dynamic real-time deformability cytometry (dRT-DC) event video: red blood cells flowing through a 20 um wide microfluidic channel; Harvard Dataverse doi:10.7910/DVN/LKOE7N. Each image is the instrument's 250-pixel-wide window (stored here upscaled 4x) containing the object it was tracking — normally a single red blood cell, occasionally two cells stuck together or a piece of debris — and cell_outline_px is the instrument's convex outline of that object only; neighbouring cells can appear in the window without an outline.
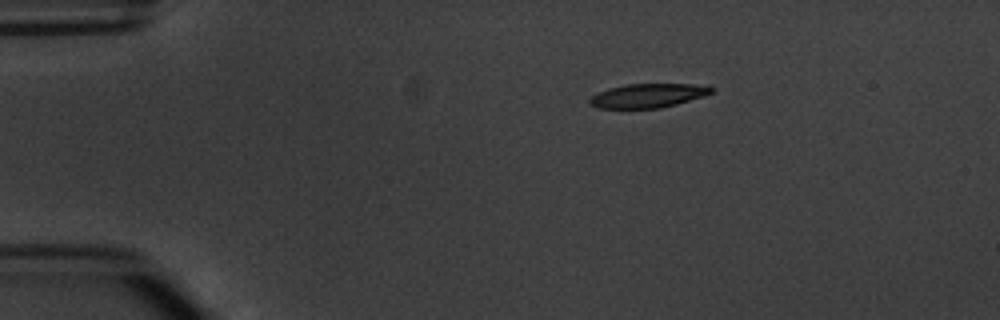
{"species": "common noctule bat (a hibernating species)", "species_latin": "Nyctalus noctula", "temperature_condition": "warm", "stored_images_in_passage": 4, "camera_frame_rate_fps": 3000, "um_per_image_px": 0.085, "animal": {"sex": "male", "body_mass_g": 20.1, "forearm_length_mm": 53.5}, "frame": {"image": 1, "passage_image": 1, "time_ms": 0.0, "image_size_px": [1000, 320], "cell_outline_px": [[716, 88], [712, 92], [704, 96], [676, 104], [660, 108], [596, 108], [588, 104], [588, 100], [592, 96], [608, 88], [628, 84], [708, 84]], "centroid_in_image_um": [55.11, 8.12], "position_along_channel_um": 29.9, "area_um2": 17.17}}
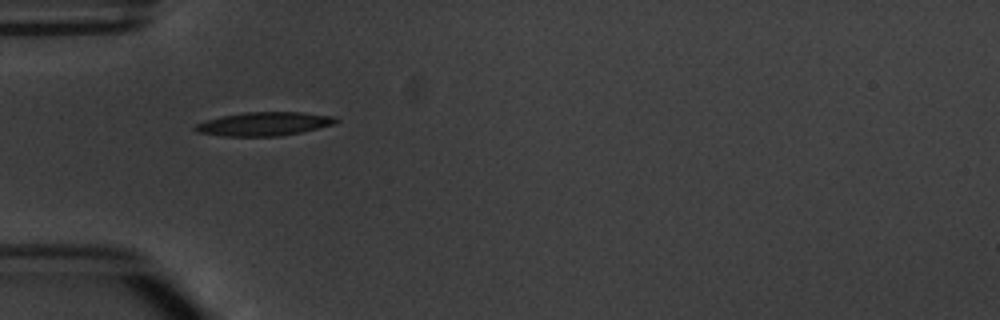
{"frame": {"image": 2, "passage_image": 3, "time_ms": 2.333, "image_size_px": [1000, 320], "cell_outline_px": [[340, 120], [336, 124], [300, 132], [280, 136], [220, 136], [196, 132], [192, 128], [196, 124], [220, 116], [244, 112], [304, 112], [336, 116]], "centroid_in_image_um": [22.47, 10.52], "position_along_channel_um": 62.5, "area_um2": 19.59}}